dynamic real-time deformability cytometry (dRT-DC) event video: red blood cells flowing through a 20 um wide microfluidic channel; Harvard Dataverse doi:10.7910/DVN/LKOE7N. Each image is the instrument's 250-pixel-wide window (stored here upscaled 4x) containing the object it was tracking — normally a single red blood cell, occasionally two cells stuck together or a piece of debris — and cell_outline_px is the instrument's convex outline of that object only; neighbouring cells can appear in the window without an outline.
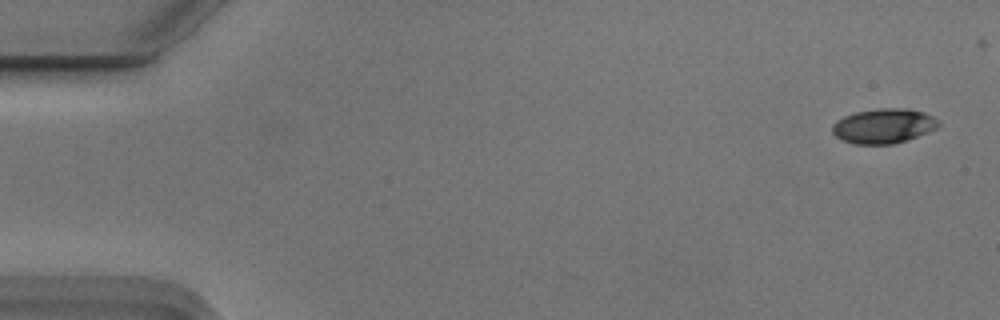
{"species": "Egyptian fruit bat (a non-hibernating species)", "species_latin": "Rousettus aegyptiacus", "temperature_condition": "cold", "stored_images_in_passage": 45, "camera_frame_rate_fps": 3000, "um_per_image_px": 0.085, "animal": {"sex": "male"}, "frame": {"image": 1, "passage_image": 2, "time_ms": 0.333, "image_size_px": [1000, 320], "cell_outline_px": [[940, 124], [936, 128], [928, 132], [892, 144], [856, 144], [844, 140], [836, 136], [832, 132], [832, 124], [836, 120], [844, 116], [856, 112], [880, 108], [908, 108], [924, 112], [932, 116]], "centroid_in_image_um": [75.09, 10.69], "position_along_channel_um": 9.9, "area_um2": 21.27}}
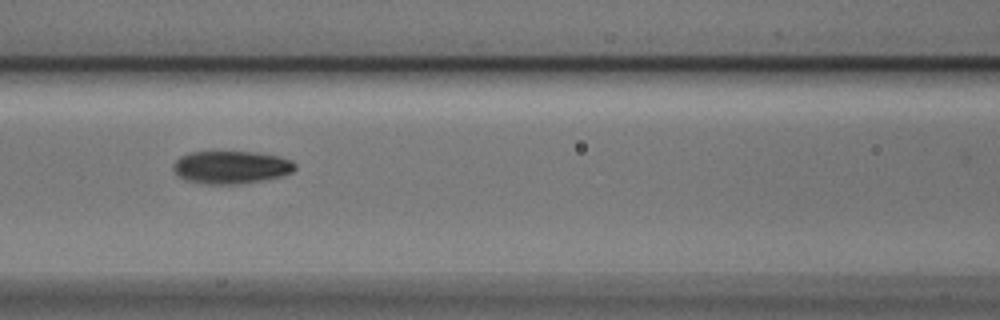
{"frame": {"image": 2, "passage_image": 24, "time_ms": 7.667, "image_size_px": [1000, 320], "cell_outline_px": [[296, 168], [292, 172], [284, 176], [248, 184], [204, 184], [184, 180], [172, 168], [172, 164], [180, 156], [192, 152], [256, 152], [276, 156], [292, 160], [296, 164]], "centroid_in_image_um": [19.67, 14.23], "position_along_channel_um": 146.9, "area_um2": 23.58}}
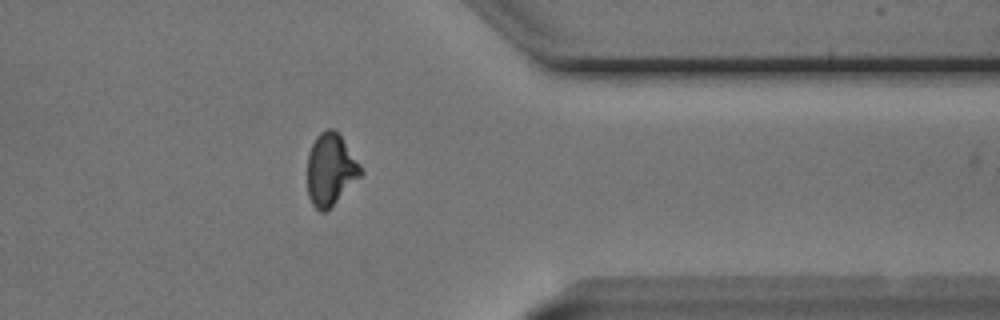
{"frame": {"image": 3, "passage_image": 44, "time_ms": 14.333, "image_size_px": [1000, 320], "cell_outline_px": [[364, 172], [324, 212], [320, 212], [312, 204], [308, 196], [308, 156], [312, 144], [316, 136], [320, 132], [328, 128], [332, 128], [340, 136], [360, 164]], "centroid_in_image_um": [28.08, 14.39], "position_along_channel_um": 383.3, "area_um2": 21.79}}